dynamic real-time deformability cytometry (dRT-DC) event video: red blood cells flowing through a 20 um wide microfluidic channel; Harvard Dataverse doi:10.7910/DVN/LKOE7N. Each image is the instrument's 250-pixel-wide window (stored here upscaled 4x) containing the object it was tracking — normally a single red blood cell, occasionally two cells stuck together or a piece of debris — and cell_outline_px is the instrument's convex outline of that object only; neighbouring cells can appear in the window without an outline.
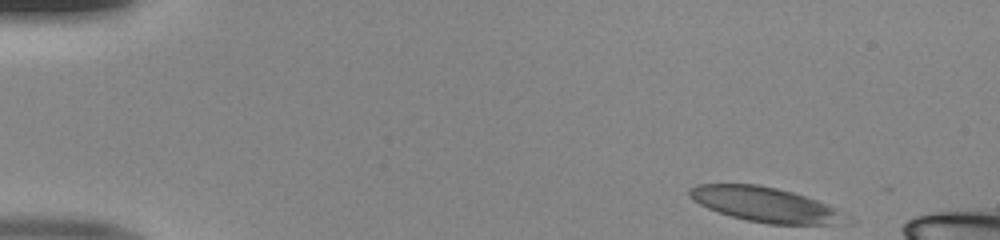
{"species": "human", "species_latin": "Homo sapiens", "temperature_condition": "room temperature", "stored_images_in_passage": 45, "camera_frame_rate_fps": 3000, "um_per_image_px": 0.085, "donor": {"sex": "male"}, "frame": {"image": 1, "passage_image": 1, "time_ms": 0.0, "image_size_px": [1000, 240], "cell_outline_px": [[856, 220], [852, 224], [768, 224], [748, 220], [732, 216], [708, 208], [692, 200], [688, 196], [688, 188], [696, 184], [756, 184], [776, 188], [792, 192], [816, 200], [852, 216]], "centroid_in_image_um": [65.13, 17.4], "position_along_channel_um": 19.9, "area_um2": 31.96}}
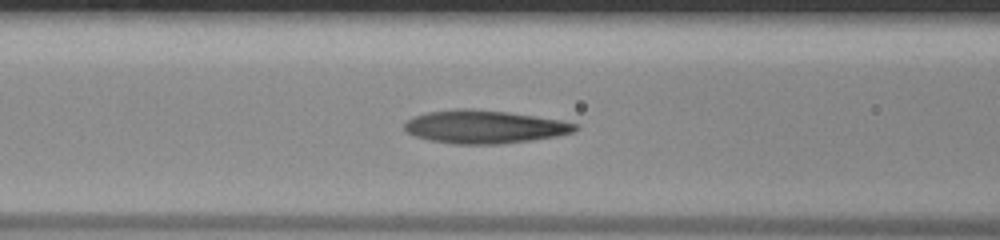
{"frame": {"image": 2, "passage_image": 17, "time_ms": 5.333, "image_size_px": [1000, 240], "cell_outline_px": [[580, 128], [576, 132], [556, 136], [532, 140], [500, 144], [452, 144], [432, 140], [416, 136], [408, 132], [404, 128], [404, 124], [408, 120], [416, 116], [428, 112], [456, 108], [472, 108], [508, 112], [560, 120], [580, 124]], "centroid_in_image_um": [41.23, 10.77], "position_along_channel_um": 125.4, "area_um2": 33.0}}
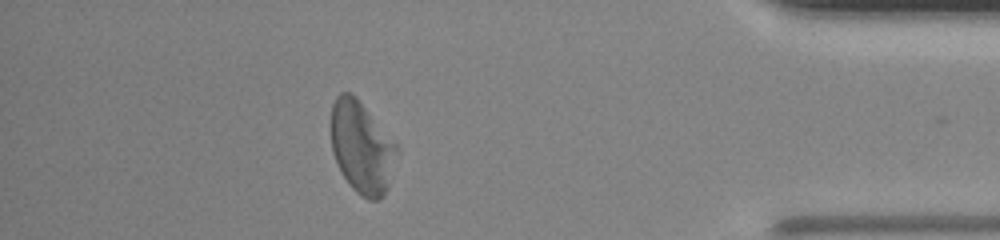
{"frame": {"image": 3, "passage_image": 40, "time_ms": 13.0, "image_size_px": [1000, 240], "cell_outline_px": [[400, 152], [388, 188], [384, 196], [380, 200], [368, 200], [360, 196], [352, 188], [344, 176], [332, 152], [332, 104], [336, 96], [340, 92], [352, 92], [356, 96], [400, 144]], "centroid_in_image_um": [30.83, 12.52], "position_along_channel_um": 404.4, "area_um2": 36.18}}